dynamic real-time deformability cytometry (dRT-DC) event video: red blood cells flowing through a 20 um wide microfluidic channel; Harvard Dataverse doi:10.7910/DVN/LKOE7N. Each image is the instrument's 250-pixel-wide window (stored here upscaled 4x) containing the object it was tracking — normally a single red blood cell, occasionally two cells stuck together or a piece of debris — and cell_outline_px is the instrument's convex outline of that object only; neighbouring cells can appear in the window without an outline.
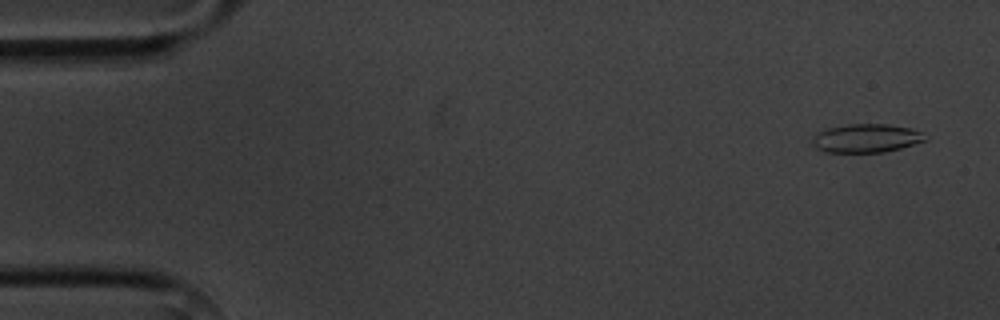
{"species": "common noctule bat (a hibernating species)", "species_latin": "Nyctalus noctula", "temperature_condition": "cold", "stored_images_in_passage": 4, "camera_frame_rate_fps": 3000, "um_per_image_px": 0.085, "animal": {"sex": "male", "body_mass_g": 20.1, "forearm_length_mm": 53.5}, "frame": {"image": 1, "passage_image": 1, "time_ms": 0.0, "image_size_px": [1000, 320], "cell_outline_px": [[928, 140], [900, 148], [884, 152], [828, 152], [816, 148], [812, 144], [812, 140], [816, 132], [828, 128], [848, 124], [888, 124], [912, 128], [920, 132]], "centroid_in_image_um": [73.62, 11.74], "position_along_channel_um": 11.4, "area_um2": 18.73}}